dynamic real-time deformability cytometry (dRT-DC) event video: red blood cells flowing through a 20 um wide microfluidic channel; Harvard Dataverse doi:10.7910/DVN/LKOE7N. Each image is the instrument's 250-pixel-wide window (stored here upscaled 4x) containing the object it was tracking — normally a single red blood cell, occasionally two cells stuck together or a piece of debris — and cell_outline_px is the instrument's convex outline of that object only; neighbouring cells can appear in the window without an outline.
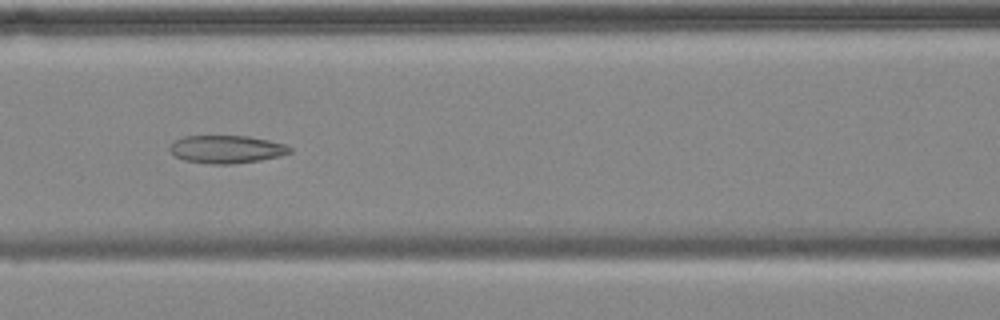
{"species": "common noctule bat (a hibernating species)", "species_latin": "Nyctalus noctula", "temperature_condition": "cold", "stored_images_in_passage": 7, "camera_frame_rate_fps": 3000, "um_per_image_px": 0.085, "animal": {"sex": "female", "body_mass_g": 18.4}, "frame": {"image": 1, "passage_image": 7, "time_ms": 7.0, "image_size_px": [1000, 320], "cell_outline_px": [[292, 152], [280, 156], [260, 160], [232, 164], [212, 164], [184, 160], [176, 156], [168, 148], [176, 140], [184, 136], [248, 136], [268, 140], [284, 144], [292, 148]], "centroid_in_image_um": [19.28, 12.69], "position_along_channel_um": 147.3, "area_um2": 19.36}}